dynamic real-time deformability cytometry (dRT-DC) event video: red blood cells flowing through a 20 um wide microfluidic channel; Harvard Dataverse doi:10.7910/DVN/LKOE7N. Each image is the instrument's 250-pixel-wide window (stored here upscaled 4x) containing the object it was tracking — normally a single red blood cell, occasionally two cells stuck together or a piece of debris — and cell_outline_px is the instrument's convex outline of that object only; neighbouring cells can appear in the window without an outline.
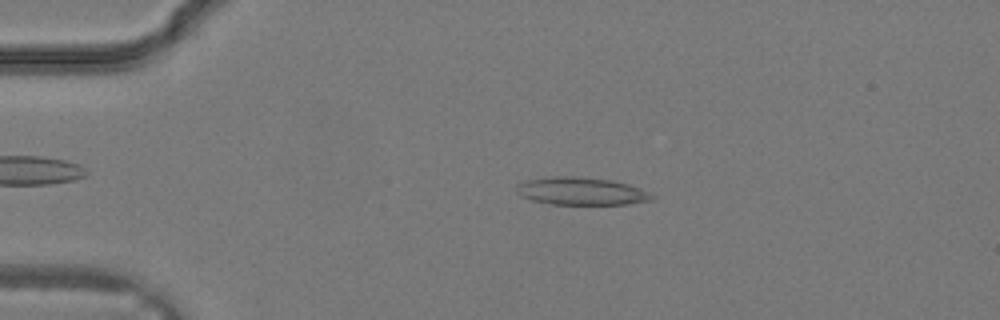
{"species": "common noctule bat (a hibernating species)", "species_latin": "Nyctalus noctula", "temperature_condition": "warm", "stored_images_in_passage": 14, "camera_frame_rate_fps": 3000, "um_per_image_px": 0.085, "animal": {"sex": "male", "body_mass_g": 19.2, "forearm_length_mm": 51.8}, "frame": {"image": 1, "passage_image": 7, "time_ms": 2.0, "image_size_px": [1000, 320], "cell_outline_px": [[656, 196], [652, 200], [628, 204], [552, 204], [532, 200], [520, 196], [516, 192], [516, 184], [524, 180], [552, 176], [580, 176], [612, 180], [628, 184], [640, 188]], "centroid_in_image_um": [49.38, 16.24], "position_along_channel_um": 35.6, "area_um2": 22.08}}
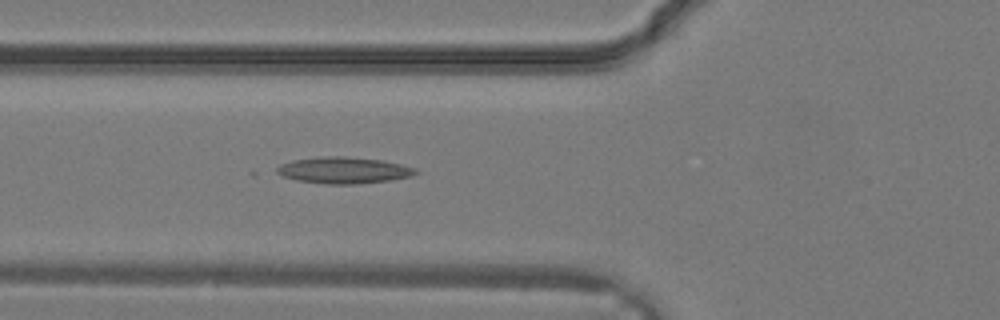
{"frame": {"image": 2, "passage_image": 12, "time_ms": 3.667, "image_size_px": [1000, 320], "cell_outline_px": [[420, 172], [412, 176], [392, 180], [356, 184], [324, 184], [296, 180], [284, 176], [276, 172], [276, 168], [280, 164], [292, 160], [320, 156], [344, 156], [380, 160], [400, 164], [416, 168]], "centroid_in_image_um": [29.22, 14.47], "position_along_channel_um": 96.6, "area_um2": 21.5}}
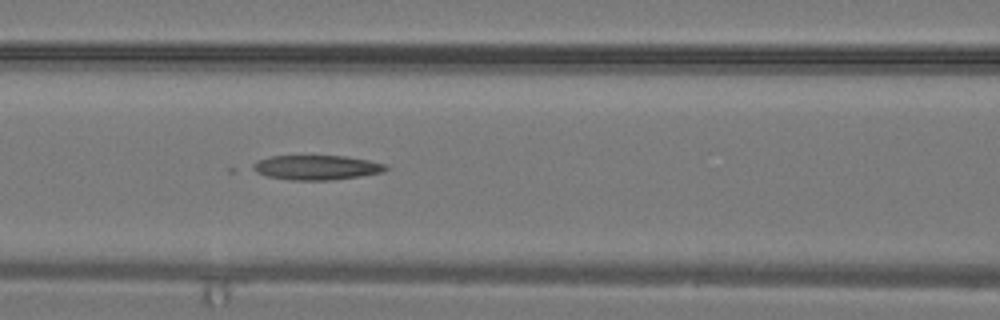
{"frame": {"image": 3, "passage_image": 14, "time_ms": 4.333, "image_size_px": [1000, 320], "cell_outline_px": [[388, 168], [384, 172], [360, 176], [328, 180], [292, 180], [268, 176], [256, 172], [248, 168], [256, 160], [272, 156], [344, 156], [368, 160], [384, 164]], "centroid_in_image_um": [26.85, 14.23], "position_along_channel_um": 139.8, "area_um2": 19.02}}